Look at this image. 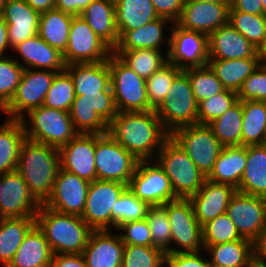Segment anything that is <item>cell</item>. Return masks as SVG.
<instances>
[{"label": "cell", "mask_w": 266, "mask_h": 267, "mask_svg": "<svg viewBox=\"0 0 266 267\" xmlns=\"http://www.w3.org/2000/svg\"><path fill=\"white\" fill-rule=\"evenodd\" d=\"M2 195V174H0V196Z\"/></svg>", "instance_id": "67"}, {"label": "cell", "mask_w": 266, "mask_h": 267, "mask_svg": "<svg viewBox=\"0 0 266 267\" xmlns=\"http://www.w3.org/2000/svg\"><path fill=\"white\" fill-rule=\"evenodd\" d=\"M170 33L169 63L181 70L207 66L209 46L206 34L183 29L176 23L171 25Z\"/></svg>", "instance_id": "15"}, {"label": "cell", "mask_w": 266, "mask_h": 267, "mask_svg": "<svg viewBox=\"0 0 266 267\" xmlns=\"http://www.w3.org/2000/svg\"><path fill=\"white\" fill-rule=\"evenodd\" d=\"M94 155L98 180L121 182L128 186L139 160L108 133L96 134Z\"/></svg>", "instance_id": "10"}, {"label": "cell", "mask_w": 266, "mask_h": 267, "mask_svg": "<svg viewBox=\"0 0 266 267\" xmlns=\"http://www.w3.org/2000/svg\"><path fill=\"white\" fill-rule=\"evenodd\" d=\"M242 120V101L238 100L222 116L213 120L208 126L223 146H241Z\"/></svg>", "instance_id": "41"}, {"label": "cell", "mask_w": 266, "mask_h": 267, "mask_svg": "<svg viewBox=\"0 0 266 267\" xmlns=\"http://www.w3.org/2000/svg\"><path fill=\"white\" fill-rule=\"evenodd\" d=\"M145 219L149 224L153 246L166 253L171 247V226L165 207L149 206Z\"/></svg>", "instance_id": "48"}, {"label": "cell", "mask_w": 266, "mask_h": 267, "mask_svg": "<svg viewBox=\"0 0 266 267\" xmlns=\"http://www.w3.org/2000/svg\"><path fill=\"white\" fill-rule=\"evenodd\" d=\"M183 71L189 77L191 88L198 104L225 90L222 83L208 65L204 67L187 68Z\"/></svg>", "instance_id": "46"}, {"label": "cell", "mask_w": 266, "mask_h": 267, "mask_svg": "<svg viewBox=\"0 0 266 267\" xmlns=\"http://www.w3.org/2000/svg\"><path fill=\"white\" fill-rule=\"evenodd\" d=\"M149 205L137 198L127 187L112 207V230L121 224L145 219Z\"/></svg>", "instance_id": "42"}, {"label": "cell", "mask_w": 266, "mask_h": 267, "mask_svg": "<svg viewBox=\"0 0 266 267\" xmlns=\"http://www.w3.org/2000/svg\"><path fill=\"white\" fill-rule=\"evenodd\" d=\"M107 133L139 161L154 160L170 136L155 110L118 112Z\"/></svg>", "instance_id": "1"}, {"label": "cell", "mask_w": 266, "mask_h": 267, "mask_svg": "<svg viewBox=\"0 0 266 267\" xmlns=\"http://www.w3.org/2000/svg\"><path fill=\"white\" fill-rule=\"evenodd\" d=\"M238 101L237 92L225 89L223 92L198 104V124L208 125L222 116Z\"/></svg>", "instance_id": "51"}, {"label": "cell", "mask_w": 266, "mask_h": 267, "mask_svg": "<svg viewBox=\"0 0 266 267\" xmlns=\"http://www.w3.org/2000/svg\"><path fill=\"white\" fill-rule=\"evenodd\" d=\"M247 163V146H224L207 179L239 188Z\"/></svg>", "instance_id": "31"}, {"label": "cell", "mask_w": 266, "mask_h": 267, "mask_svg": "<svg viewBox=\"0 0 266 267\" xmlns=\"http://www.w3.org/2000/svg\"><path fill=\"white\" fill-rule=\"evenodd\" d=\"M72 19L73 15L55 8L43 12L40 14L38 35L63 53L67 48Z\"/></svg>", "instance_id": "37"}, {"label": "cell", "mask_w": 266, "mask_h": 267, "mask_svg": "<svg viewBox=\"0 0 266 267\" xmlns=\"http://www.w3.org/2000/svg\"><path fill=\"white\" fill-rule=\"evenodd\" d=\"M241 146L262 145L266 133V102L242 101Z\"/></svg>", "instance_id": "39"}, {"label": "cell", "mask_w": 266, "mask_h": 267, "mask_svg": "<svg viewBox=\"0 0 266 267\" xmlns=\"http://www.w3.org/2000/svg\"><path fill=\"white\" fill-rule=\"evenodd\" d=\"M163 206L167 211L171 226V247L165 254L204 250L202 226L196 220L191 201L179 198Z\"/></svg>", "instance_id": "9"}, {"label": "cell", "mask_w": 266, "mask_h": 267, "mask_svg": "<svg viewBox=\"0 0 266 267\" xmlns=\"http://www.w3.org/2000/svg\"><path fill=\"white\" fill-rule=\"evenodd\" d=\"M170 136L207 177L224 147L212 129L208 125H187L175 129Z\"/></svg>", "instance_id": "11"}, {"label": "cell", "mask_w": 266, "mask_h": 267, "mask_svg": "<svg viewBox=\"0 0 266 267\" xmlns=\"http://www.w3.org/2000/svg\"><path fill=\"white\" fill-rule=\"evenodd\" d=\"M159 17L170 19L175 23L182 12L185 0H151Z\"/></svg>", "instance_id": "55"}, {"label": "cell", "mask_w": 266, "mask_h": 267, "mask_svg": "<svg viewBox=\"0 0 266 267\" xmlns=\"http://www.w3.org/2000/svg\"><path fill=\"white\" fill-rule=\"evenodd\" d=\"M212 267H255L252 241L246 238L205 249Z\"/></svg>", "instance_id": "32"}, {"label": "cell", "mask_w": 266, "mask_h": 267, "mask_svg": "<svg viewBox=\"0 0 266 267\" xmlns=\"http://www.w3.org/2000/svg\"><path fill=\"white\" fill-rule=\"evenodd\" d=\"M255 267H266V225L252 241Z\"/></svg>", "instance_id": "56"}, {"label": "cell", "mask_w": 266, "mask_h": 267, "mask_svg": "<svg viewBox=\"0 0 266 267\" xmlns=\"http://www.w3.org/2000/svg\"><path fill=\"white\" fill-rule=\"evenodd\" d=\"M155 111L169 134L177 128L198 124V103L183 70L175 77L164 101Z\"/></svg>", "instance_id": "6"}, {"label": "cell", "mask_w": 266, "mask_h": 267, "mask_svg": "<svg viewBox=\"0 0 266 267\" xmlns=\"http://www.w3.org/2000/svg\"><path fill=\"white\" fill-rule=\"evenodd\" d=\"M186 252V253H175L165 254V263L169 267H212L210 265L206 252Z\"/></svg>", "instance_id": "54"}, {"label": "cell", "mask_w": 266, "mask_h": 267, "mask_svg": "<svg viewBox=\"0 0 266 267\" xmlns=\"http://www.w3.org/2000/svg\"><path fill=\"white\" fill-rule=\"evenodd\" d=\"M116 230L125 245L153 246L151 231L146 219L125 222Z\"/></svg>", "instance_id": "53"}, {"label": "cell", "mask_w": 266, "mask_h": 267, "mask_svg": "<svg viewBox=\"0 0 266 267\" xmlns=\"http://www.w3.org/2000/svg\"><path fill=\"white\" fill-rule=\"evenodd\" d=\"M117 30H133L159 18L151 0H114Z\"/></svg>", "instance_id": "36"}, {"label": "cell", "mask_w": 266, "mask_h": 267, "mask_svg": "<svg viewBox=\"0 0 266 267\" xmlns=\"http://www.w3.org/2000/svg\"><path fill=\"white\" fill-rule=\"evenodd\" d=\"M182 70L167 62L146 79L147 97L150 110H156L164 101L171 83Z\"/></svg>", "instance_id": "45"}, {"label": "cell", "mask_w": 266, "mask_h": 267, "mask_svg": "<svg viewBox=\"0 0 266 267\" xmlns=\"http://www.w3.org/2000/svg\"><path fill=\"white\" fill-rule=\"evenodd\" d=\"M94 0H55V9L64 13L80 16L85 8Z\"/></svg>", "instance_id": "57"}, {"label": "cell", "mask_w": 266, "mask_h": 267, "mask_svg": "<svg viewBox=\"0 0 266 267\" xmlns=\"http://www.w3.org/2000/svg\"><path fill=\"white\" fill-rule=\"evenodd\" d=\"M7 2V0H0V15L3 9V6L5 5V3Z\"/></svg>", "instance_id": "66"}, {"label": "cell", "mask_w": 266, "mask_h": 267, "mask_svg": "<svg viewBox=\"0 0 266 267\" xmlns=\"http://www.w3.org/2000/svg\"><path fill=\"white\" fill-rule=\"evenodd\" d=\"M237 191L233 186L205 180L198 192L191 196L196 220L202 226L207 221L227 212L231 197Z\"/></svg>", "instance_id": "23"}, {"label": "cell", "mask_w": 266, "mask_h": 267, "mask_svg": "<svg viewBox=\"0 0 266 267\" xmlns=\"http://www.w3.org/2000/svg\"><path fill=\"white\" fill-rule=\"evenodd\" d=\"M58 72L24 69L11 101L1 110L7 119L21 120L30 110L43 105L45 96Z\"/></svg>", "instance_id": "12"}, {"label": "cell", "mask_w": 266, "mask_h": 267, "mask_svg": "<svg viewBox=\"0 0 266 267\" xmlns=\"http://www.w3.org/2000/svg\"><path fill=\"white\" fill-rule=\"evenodd\" d=\"M109 69L117 112L150 111L146 80L114 53L109 57Z\"/></svg>", "instance_id": "8"}, {"label": "cell", "mask_w": 266, "mask_h": 267, "mask_svg": "<svg viewBox=\"0 0 266 267\" xmlns=\"http://www.w3.org/2000/svg\"><path fill=\"white\" fill-rule=\"evenodd\" d=\"M35 224L44 233L53 254H82L93 229L73 214H63L41 204Z\"/></svg>", "instance_id": "3"}, {"label": "cell", "mask_w": 266, "mask_h": 267, "mask_svg": "<svg viewBox=\"0 0 266 267\" xmlns=\"http://www.w3.org/2000/svg\"><path fill=\"white\" fill-rule=\"evenodd\" d=\"M75 100V87L71 75L66 71L55 75L43 106L70 112Z\"/></svg>", "instance_id": "44"}, {"label": "cell", "mask_w": 266, "mask_h": 267, "mask_svg": "<svg viewBox=\"0 0 266 267\" xmlns=\"http://www.w3.org/2000/svg\"><path fill=\"white\" fill-rule=\"evenodd\" d=\"M124 246L112 229L93 230L82 253L86 267H121Z\"/></svg>", "instance_id": "22"}, {"label": "cell", "mask_w": 266, "mask_h": 267, "mask_svg": "<svg viewBox=\"0 0 266 267\" xmlns=\"http://www.w3.org/2000/svg\"><path fill=\"white\" fill-rule=\"evenodd\" d=\"M35 11L40 14L55 8V0H25Z\"/></svg>", "instance_id": "61"}, {"label": "cell", "mask_w": 266, "mask_h": 267, "mask_svg": "<svg viewBox=\"0 0 266 267\" xmlns=\"http://www.w3.org/2000/svg\"><path fill=\"white\" fill-rule=\"evenodd\" d=\"M171 24L174 23L170 19L159 17L133 30H118L119 41L113 51H132L144 48L162 50V42L167 43L166 47L169 50L170 35L165 36L164 31L168 25L167 31L170 32Z\"/></svg>", "instance_id": "25"}, {"label": "cell", "mask_w": 266, "mask_h": 267, "mask_svg": "<svg viewBox=\"0 0 266 267\" xmlns=\"http://www.w3.org/2000/svg\"><path fill=\"white\" fill-rule=\"evenodd\" d=\"M51 267H86L82 254H53Z\"/></svg>", "instance_id": "58"}, {"label": "cell", "mask_w": 266, "mask_h": 267, "mask_svg": "<svg viewBox=\"0 0 266 267\" xmlns=\"http://www.w3.org/2000/svg\"><path fill=\"white\" fill-rule=\"evenodd\" d=\"M24 68L12 56L0 57V110L12 99Z\"/></svg>", "instance_id": "49"}, {"label": "cell", "mask_w": 266, "mask_h": 267, "mask_svg": "<svg viewBox=\"0 0 266 267\" xmlns=\"http://www.w3.org/2000/svg\"><path fill=\"white\" fill-rule=\"evenodd\" d=\"M53 252L44 233L35 224L25 235L6 267H51Z\"/></svg>", "instance_id": "29"}, {"label": "cell", "mask_w": 266, "mask_h": 267, "mask_svg": "<svg viewBox=\"0 0 266 267\" xmlns=\"http://www.w3.org/2000/svg\"><path fill=\"white\" fill-rule=\"evenodd\" d=\"M113 50L101 40L80 16H73L67 48L63 52L65 64L94 63L109 59Z\"/></svg>", "instance_id": "14"}, {"label": "cell", "mask_w": 266, "mask_h": 267, "mask_svg": "<svg viewBox=\"0 0 266 267\" xmlns=\"http://www.w3.org/2000/svg\"><path fill=\"white\" fill-rule=\"evenodd\" d=\"M126 188L121 182L98 179L90 182L81 218L93 230H110L113 204Z\"/></svg>", "instance_id": "16"}, {"label": "cell", "mask_w": 266, "mask_h": 267, "mask_svg": "<svg viewBox=\"0 0 266 267\" xmlns=\"http://www.w3.org/2000/svg\"><path fill=\"white\" fill-rule=\"evenodd\" d=\"M253 15H263L261 0H230V9Z\"/></svg>", "instance_id": "59"}, {"label": "cell", "mask_w": 266, "mask_h": 267, "mask_svg": "<svg viewBox=\"0 0 266 267\" xmlns=\"http://www.w3.org/2000/svg\"><path fill=\"white\" fill-rule=\"evenodd\" d=\"M230 3L185 1L179 19V27L198 31L209 36L213 31L228 24Z\"/></svg>", "instance_id": "20"}, {"label": "cell", "mask_w": 266, "mask_h": 267, "mask_svg": "<svg viewBox=\"0 0 266 267\" xmlns=\"http://www.w3.org/2000/svg\"><path fill=\"white\" fill-rule=\"evenodd\" d=\"M12 51L20 55L23 63L19 62V64L24 69H41L59 73L66 68L63 53L51 47L38 34L24 40Z\"/></svg>", "instance_id": "27"}, {"label": "cell", "mask_w": 266, "mask_h": 267, "mask_svg": "<svg viewBox=\"0 0 266 267\" xmlns=\"http://www.w3.org/2000/svg\"><path fill=\"white\" fill-rule=\"evenodd\" d=\"M25 129L21 120L7 119L0 126V174L15 171Z\"/></svg>", "instance_id": "35"}, {"label": "cell", "mask_w": 266, "mask_h": 267, "mask_svg": "<svg viewBox=\"0 0 266 267\" xmlns=\"http://www.w3.org/2000/svg\"><path fill=\"white\" fill-rule=\"evenodd\" d=\"M207 65L228 90L238 92L242 83L260 66L258 55L232 60H208Z\"/></svg>", "instance_id": "34"}, {"label": "cell", "mask_w": 266, "mask_h": 267, "mask_svg": "<svg viewBox=\"0 0 266 267\" xmlns=\"http://www.w3.org/2000/svg\"><path fill=\"white\" fill-rule=\"evenodd\" d=\"M262 1V7H263V15H266V0H261Z\"/></svg>", "instance_id": "65"}, {"label": "cell", "mask_w": 266, "mask_h": 267, "mask_svg": "<svg viewBox=\"0 0 266 267\" xmlns=\"http://www.w3.org/2000/svg\"><path fill=\"white\" fill-rule=\"evenodd\" d=\"M96 134L78 133L60 147V168L92 182L97 179L95 169Z\"/></svg>", "instance_id": "19"}, {"label": "cell", "mask_w": 266, "mask_h": 267, "mask_svg": "<svg viewBox=\"0 0 266 267\" xmlns=\"http://www.w3.org/2000/svg\"><path fill=\"white\" fill-rule=\"evenodd\" d=\"M59 169L57 148L27 138L24 140L16 170L40 204H44L51 196Z\"/></svg>", "instance_id": "2"}, {"label": "cell", "mask_w": 266, "mask_h": 267, "mask_svg": "<svg viewBox=\"0 0 266 267\" xmlns=\"http://www.w3.org/2000/svg\"><path fill=\"white\" fill-rule=\"evenodd\" d=\"M226 213L240 236L253 241L266 225V198L236 191Z\"/></svg>", "instance_id": "17"}, {"label": "cell", "mask_w": 266, "mask_h": 267, "mask_svg": "<svg viewBox=\"0 0 266 267\" xmlns=\"http://www.w3.org/2000/svg\"><path fill=\"white\" fill-rule=\"evenodd\" d=\"M8 217L3 213V211L0 209V226L5 222V220Z\"/></svg>", "instance_id": "64"}, {"label": "cell", "mask_w": 266, "mask_h": 267, "mask_svg": "<svg viewBox=\"0 0 266 267\" xmlns=\"http://www.w3.org/2000/svg\"><path fill=\"white\" fill-rule=\"evenodd\" d=\"M165 253L154 246L125 245L121 267H161Z\"/></svg>", "instance_id": "50"}, {"label": "cell", "mask_w": 266, "mask_h": 267, "mask_svg": "<svg viewBox=\"0 0 266 267\" xmlns=\"http://www.w3.org/2000/svg\"><path fill=\"white\" fill-rule=\"evenodd\" d=\"M240 239L242 237L227 213L221 214L202 225L204 250L210 245L233 242Z\"/></svg>", "instance_id": "47"}, {"label": "cell", "mask_w": 266, "mask_h": 267, "mask_svg": "<svg viewBox=\"0 0 266 267\" xmlns=\"http://www.w3.org/2000/svg\"><path fill=\"white\" fill-rule=\"evenodd\" d=\"M34 225L35 217H11L0 226V262L3 267L11 262L25 235Z\"/></svg>", "instance_id": "38"}, {"label": "cell", "mask_w": 266, "mask_h": 267, "mask_svg": "<svg viewBox=\"0 0 266 267\" xmlns=\"http://www.w3.org/2000/svg\"><path fill=\"white\" fill-rule=\"evenodd\" d=\"M81 16L112 50L117 46L119 35L116 28L114 0H94Z\"/></svg>", "instance_id": "30"}, {"label": "cell", "mask_w": 266, "mask_h": 267, "mask_svg": "<svg viewBox=\"0 0 266 267\" xmlns=\"http://www.w3.org/2000/svg\"><path fill=\"white\" fill-rule=\"evenodd\" d=\"M127 187L149 206L179 199L168 176L155 160L139 161Z\"/></svg>", "instance_id": "13"}, {"label": "cell", "mask_w": 266, "mask_h": 267, "mask_svg": "<svg viewBox=\"0 0 266 267\" xmlns=\"http://www.w3.org/2000/svg\"><path fill=\"white\" fill-rule=\"evenodd\" d=\"M168 52V49L162 51L148 48L113 51L128 67L145 80L168 62Z\"/></svg>", "instance_id": "40"}, {"label": "cell", "mask_w": 266, "mask_h": 267, "mask_svg": "<svg viewBox=\"0 0 266 267\" xmlns=\"http://www.w3.org/2000/svg\"><path fill=\"white\" fill-rule=\"evenodd\" d=\"M237 191L266 198L265 145L247 146V163Z\"/></svg>", "instance_id": "33"}, {"label": "cell", "mask_w": 266, "mask_h": 267, "mask_svg": "<svg viewBox=\"0 0 266 267\" xmlns=\"http://www.w3.org/2000/svg\"><path fill=\"white\" fill-rule=\"evenodd\" d=\"M65 70L73 79L75 96L112 91L109 59L94 63L68 64Z\"/></svg>", "instance_id": "28"}, {"label": "cell", "mask_w": 266, "mask_h": 267, "mask_svg": "<svg viewBox=\"0 0 266 267\" xmlns=\"http://www.w3.org/2000/svg\"><path fill=\"white\" fill-rule=\"evenodd\" d=\"M185 1H195V2H212V3H230V0H185Z\"/></svg>", "instance_id": "63"}, {"label": "cell", "mask_w": 266, "mask_h": 267, "mask_svg": "<svg viewBox=\"0 0 266 267\" xmlns=\"http://www.w3.org/2000/svg\"><path fill=\"white\" fill-rule=\"evenodd\" d=\"M90 182L59 169L51 196L44 205L63 214L81 216L86 206Z\"/></svg>", "instance_id": "18"}, {"label": "cell", "mask_w": 266, "mask_h": 267, "mask_svg": "<svg viewBox=\"0 0 266 267\" xmlns=\"http://www.w3.org/2000/svg\"><path fill=\"white\" fill-rule=\"evenodd\" d=\"M240 101L266 102V66L260 65L237 92Z\"/></svg>", "instance_id": "52"}, {"label": "cell", "mask_w": 266, "mask_h": 267, "mask_svg": "<svg viewBox=\"0 0 266 267\" xmlns=\"http://www.w3.org/2000/svg\"><path fill=\"white\" fill-rule=\"evenodd\" d=\"M209 60H232L254 57L257 48L229 23L208 36Z\"/></svg>", "instance_id": "26"}, {"label": "cell", "mask_w": 266, "mask_h": 267, "mask_svg": "<svg viewBox=\"0 0 266 267\" xmlns=\"http://www.w3.org/2000/svg\"><path fill=\"white\" fill-rule=\"evenodd\" d=\"M263 145L266 146V133H265V137H264V142H263Z\"/></svg>", "instance_id": "68"}, {"label": "cell", "mask_w": 266, "mask_h": 267, "mask_svg": "<svg viewBox=\"0 0 266 267\" xmlns=\"http://www.w3.org/2000/svg\"><path fill=\"white\" fill-rule=\"evenodd\" d=\"M155 161L168 176L178 198L189 199L207 179L171 136L162 144Z\"/></svg>", "instance_id": "4"}, {"label": "cell", "mask_w": 266, "mask_h": 267, "mask_svg": "<svg viewBox=\"0 0 266 267\" xmlns=\"http://www.w3.org/2000/svg\"><path fill=\"white\" fill-rule=\"evenodd\" d=\"M8 40V27L4 18L0 15V57L7 56L4 52L10 49Z\"/></svg>", "instance_id": "60"}, {"label": "cell", "mask_w": 266, "mask_h": 267, "mask_svg": "<svg viewBox=\"0 0 266 267\" xmlns=\"http://www.w3.org/2000/svg\"><path fill=\"white\" fill-rule=\"evenodd\" d=\"M257 55L260 65L266 66V35L261 45L257 48Z\"/></svg>", "instance_id": "62"}, {"label": "cell", "mask_w": 266, "mask_h": 267, "mask_svg": "<svg viewBox=\"0 0 266 267\" xmlns=\"http://www.w3.org/2000/svg\"><path fill=\"white\" fill-rule=\"evenodd\" d=\"M1 16L7 23L11 50L24 40L38 34L40 13L25 0H7Z\"/></svg>", "instance_id": "24"}, {"label": "cell", "mask_w": 266, "mask_h": 267, "mask_svg": "<svg viewBox=\"0 0 266 267\" xmlns=\"http://www.w3.org/2000/svg\"><path fill=\"white\" fill-rule=\"evenodd\" d=\"M21 121L27 139L57 149L67 144L78 134L69 112L43 105L30 110L26 116L21 118Z\"/></svg>", "instance_id": "5"}, {"label": "cell", "mask_w": 266, "mask_h": 267, "mask_svg": "<svg viewBox=\"0 0 266 267\" xmlns=\"http://www.w3.org/2000/svg\"><path fill=\"white\" fill-rule=\"evenodd\" d=\"M228 23L258 48L266 35V15L229 10Z\"/></svg>", "instance_id": "43"}, {"label": "cell", "mask_w": 266, "mask_h": 267, "mask_svg": "<svg viewBox=\"0 0 266 267\" xmlns=\"http://www.w3.org/2000/svg\"><path fill=\"white\" fill-rule=\"evenodd\" d=\"M161 267H169L165 262Z\"/></svg>", "instance_id": "69"}, {"label": "cell", "mask_w": 266, "mask_h": 267, "mask_svg": "<svg viewBox=\"0 0 266 267\" xmlns=\"http://www.w3.org/2000/svg\"><path fill=\"white\" fill-rule=\"evenodd\" d=\"M75 130L83 134H106L117 115L112 91L75 96L70 109Z\"/></svg>", "instance_id": "7"}, {"label": "cell", "mask_w": 266, "mask_h": 267, "mask_svg": "<svg viewBox=\"0 0 266 267\" xmlns=\"http://www.w3.org/2000/svg\"><path fill=\"white\" fill-rule=\"evenodd\" d=\"M40 203L17 170L2 175L0 209L8 217H35Z\"/></svg>", "instance_id": "21"}]
</instances>
